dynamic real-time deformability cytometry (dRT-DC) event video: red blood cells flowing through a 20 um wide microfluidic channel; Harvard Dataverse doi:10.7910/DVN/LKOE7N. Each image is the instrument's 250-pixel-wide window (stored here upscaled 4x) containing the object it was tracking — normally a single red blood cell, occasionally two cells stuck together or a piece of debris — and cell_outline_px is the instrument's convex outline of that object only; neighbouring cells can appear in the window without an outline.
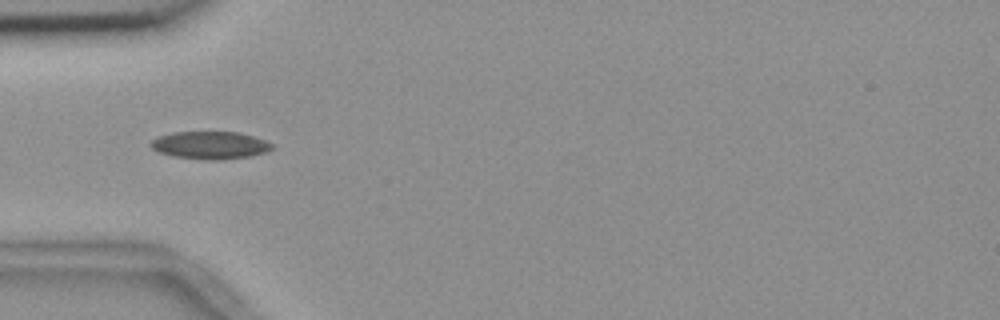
{"species": "common noctule bat (a hibernating species)", "species_latin": "Nyctalus noctula", "temperature_condition": "room temperature", "stored_images_in_passage": 34, "camera_frame_rate_fps": 3000, "um_per_image_px": 0.085, "animal": {"sex": "female", "body_mass_g": 18.4}, "frame": {"image": 1, "passage_image": 1, "time_ms": 0.0, "image_size_px": [1000, 320], "cell_outline_px": [[272, 148], [264, 152], [248, 156], [216, 160], [200, 160], [172, 156], [156, 152], [148, 144], [156, 136], [172, 132], [240, 132], [264, 140], [272, 144]], "centroid_in_image_um": [17.76, 12.34], "position_along_channel_um": 67.2, "area_um2": 19.59}}
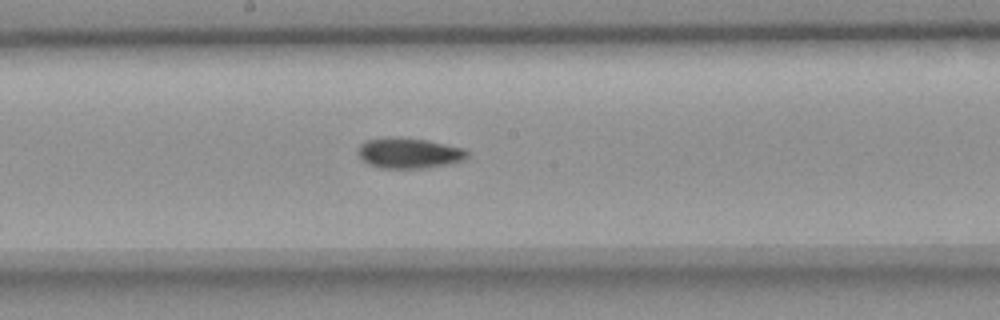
{"frame": {"image": 2, "passage_image": 13, "time_ms": 4.0, "image_size_px": [1000, 320], "cell_outline_px": [[468, 156], [464, 160], [448, 164], [428, 168], [380, 168], [368, 164], [356, 152], [360, 144], [364, 140], [384, 136], [388, 136], [428, 140], [464, 148], [468, 152]], "centroid_in_image_um": [34.74, 13.0], "position_along_channel_um": 213.5, "area_um2": 19.71}}
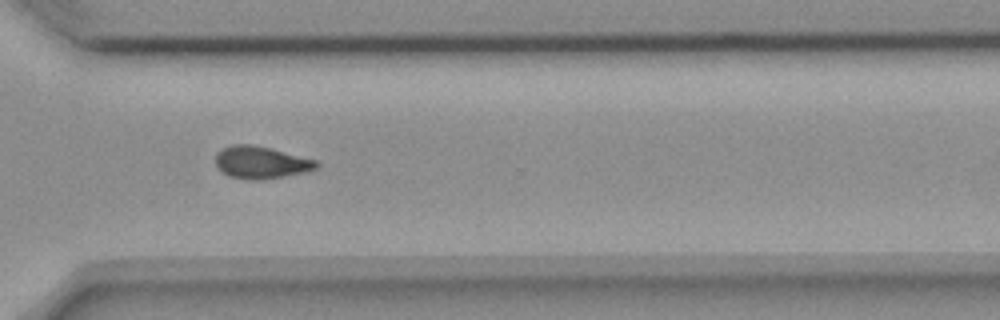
{"frame": {"image": 3, "passage_image": 24, "time_ms": 7.667, "image_size_px": [1000, 320], "cell_outline_px": [[320, 164], [316, 168], [304, 172], [284, 176], [260, 180], [248, 180], [228, 176], [220, 172], [216, 164], [216, 152], [220, 148], [232, 144], [252, 144], [316, 160]], "centroid_in_image_um": [22.11, 13.81], "position_along_channel_um": 348.5, "area_um2": 19.02}}